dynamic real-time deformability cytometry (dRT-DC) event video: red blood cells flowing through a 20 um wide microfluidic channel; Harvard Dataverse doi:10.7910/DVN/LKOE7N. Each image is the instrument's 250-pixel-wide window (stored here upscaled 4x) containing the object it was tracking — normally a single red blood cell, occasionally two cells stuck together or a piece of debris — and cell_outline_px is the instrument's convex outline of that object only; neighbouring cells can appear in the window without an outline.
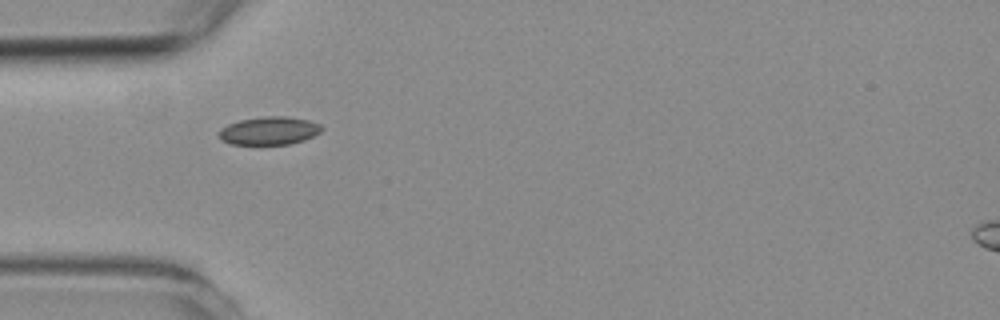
{"species": "common noctule bat (a hibernating species)", "species_latin": "Nyctalus noctula", "temperature_condition": "room temperature", "stored_images_in_passage": 3, "camera_frame_rate_fps": 3000, "um_per_image_px": 0.085, "animal": {"sex": "female", "body_mass_g": 19.3, "forearm_length_mm": 54.1}, "frame": {"image": 1, "passage_image": 2, "time_ms": 2.0, "image_size_px": [1000, 320], "cell_outline_px": [[324, 128], [320, 132], [304, 140], [292, 144], [232, 144], [224, 140], [220, 136], [220, 128], [228, 124], [240, 120], [264, 116], [288, 116], [308, 120], [320, 124]], "centroid_in_image_um": [22.93, 11.1], "position_along_channel_um": 62.1, "area_um2": 16.7}}
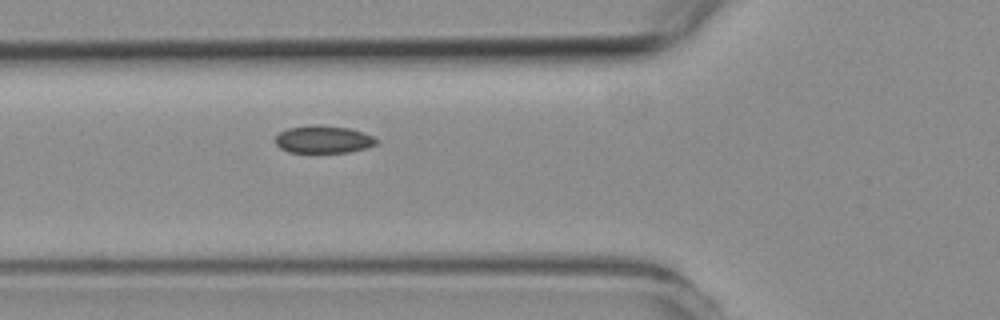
{"frame": {"image": 2, "passage_image": 3, "time_ms": 3.0, "image_size_px": [1000, 320], "cell_outline_px": [[380, 140], [376, 144], [368, 148], [348, 152], [288, 152], [280, 148], [276, 144], [276, 136], [280, 132], [288, 128], [312, 124], [316, 124], [348, 128], [364, 132]], "centroid_in_image_um": [27.51, 11.84], "position_along_channel_um": 98.3, "area_um2": 16.3}}